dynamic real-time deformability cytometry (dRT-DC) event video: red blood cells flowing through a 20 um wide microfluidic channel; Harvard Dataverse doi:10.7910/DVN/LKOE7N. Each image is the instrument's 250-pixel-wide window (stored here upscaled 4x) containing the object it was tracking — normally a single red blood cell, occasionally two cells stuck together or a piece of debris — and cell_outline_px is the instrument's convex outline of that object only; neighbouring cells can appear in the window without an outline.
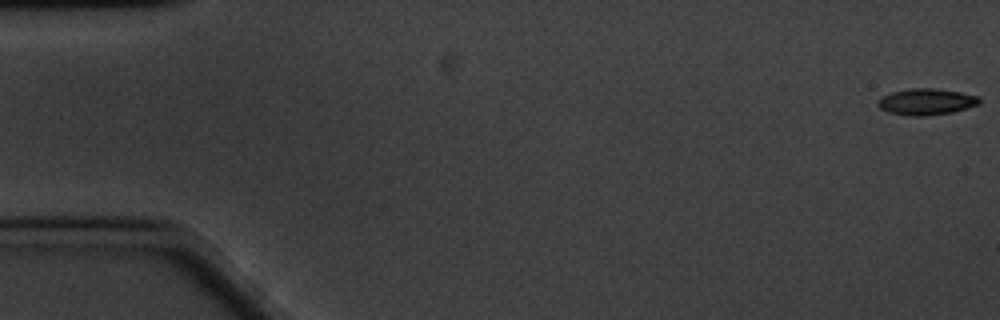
{"species": "common noctule bat (a hibernating species)", "species_latin": "Nyctalus noctula", "temperature_condition": "cold", "stored_images_in_passage": 61, "camera_frame_rate_fps": 3000, "um_per_image_px": 0.085, "animal": {"sex": "male", "body_mass_g": 20.1, "forearm_length_mm": 53.5}, "frame": {"image": 1, "passage_image": 1, "time_ms": 0.0, "image_size_px": [1000, 320], "cell_outline_px": [[980, 104], [952, 112], [924, 116], [912, 116], [888, 112], [880, 108], [876, 104], [876, 100], [880, 96], [892, 92], [912, 88], [932, 88], [960, 92], [980, 96]], "centroid_in_image_um": [78.71, 8.64], "position_along_channel_um": 6.3, "area_um2": 15.66}}
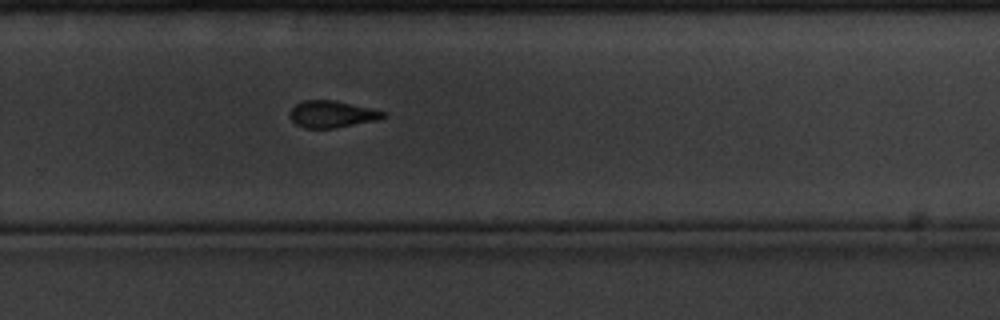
{"frame": {"image": 2, "passage_image": 40, "time_ms": 13.0, "image_size_px": [1000, 320], "cell_outline_px": [[388, 116], [380, 120], [336, 128], [304, 128], [296, 124], [288, 116], [288, 112], [296, 104], [304, 100], [336, 100], [388, 112]], "centroid_in_image_um": [28.26, 9.71], "position_along_channel_um": 301.5, "area_um2": 14.97}}
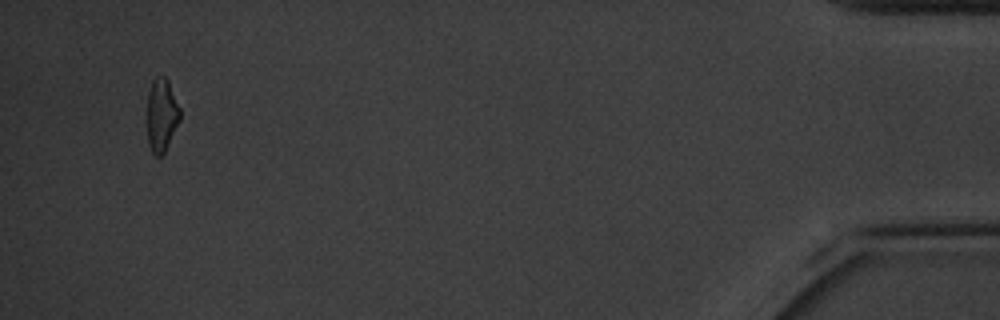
{"frame": {"image": 3, "passage_image": 58, "time_ms": 19.0, "image_size_px": [1000, 320], "cell_outline_px": [[180, 120], [164, 152], [160, 156], [156, 156], [152, 152], [148, 144], [148, 92], [152, 80], [156, 76], [164, 76], [168, 80], [180, 108]], "centroid_in_image_um": [13.74, 9.75], "position_along_channel_um": 421.5, "area_um2": 13.87}, "authors_computed_cell_mechanics": {"area_um2": 15.4326, "velocity_mm_per_s": 3.3265, "shape_relaxation_time_tau1_ms": 4.6559, "shape_relaxation_time_tau2_ms": 3.4732, "deformation_change_tau1": 0.1294, "deformation_change_tau2": 0.0874}}